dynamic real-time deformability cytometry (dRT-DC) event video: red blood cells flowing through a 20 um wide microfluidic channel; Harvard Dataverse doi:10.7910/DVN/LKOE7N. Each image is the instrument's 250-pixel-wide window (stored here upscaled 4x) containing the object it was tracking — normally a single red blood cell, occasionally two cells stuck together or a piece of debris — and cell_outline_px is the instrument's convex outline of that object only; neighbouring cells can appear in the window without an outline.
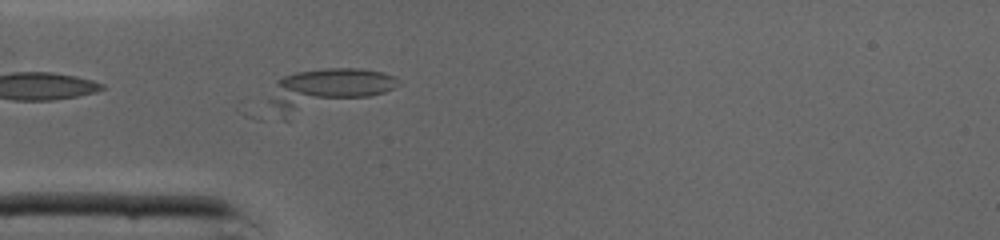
{"species": "common noctule bat (a hibernating species)", "species_latin": "Nyctalus noctula", "temperature_condition": "cold", "stored_images_in_passage": 40, "camera_frame_rate_fps": 3000, "um_per_image_px": 0.085, "animal": {"sex": "male", "body_mass_g": 19.0, "forearm_length_mm": 50.8}, "frame": {"image": 1, "passage_image": 10, "time_ms": 3.0, "image_size_px": [1000, 240], "cell_outline_px": [[396, 80], [392, 88], [384, 92], [288, 124], [284, 120], [268, 100], [276, 80], [284, 76], [296, 72], [324, 68], [360, 68], [384, 72], [396, 76]], "centroid_in_image_um": [27.66, 7.69], "position_along_channel_um": 57.3, "area_um2": 32.25}}
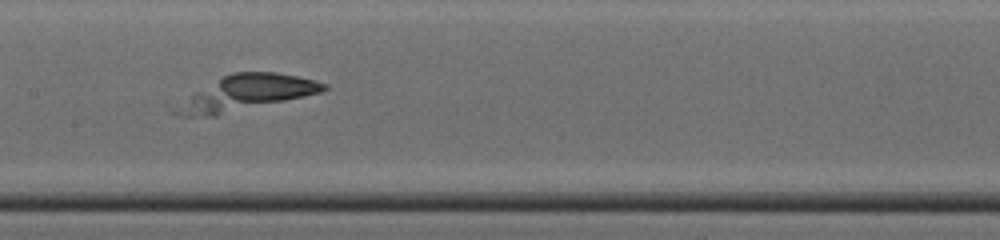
{"frame": {"image": 2, "passage_image": 19, "time_ms": 6.0, "image_size_px": [1000, 240], "cell_outline_px": [[328, 88], [320, 92], [304, 96], [216, 116], [176, 116], [172, 112], [172, 108], [196, 92], [224, 76], [232, 72], [276, 72], [316, 80], [328, 84]], "centroid_in_image_um": [20.93, 7.91], "position_along_channel_um": 186.5, "area_um2": 29.71}}
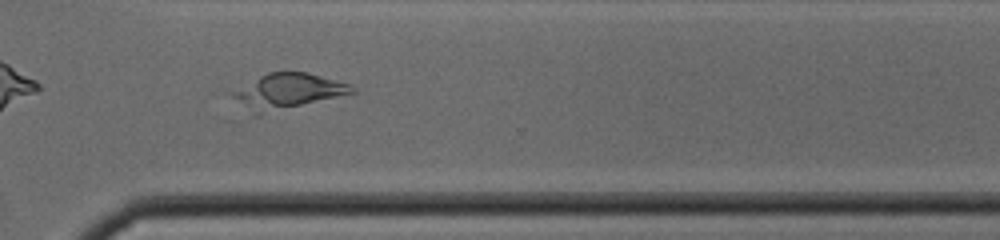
{"frame": {"image": 3, "passage_image": 30, "time_ms": 9.667, "image_size_px": [1000, 240], "cell_outline_px": [[356, 92], [260, 116], [252, 116], [232, 96], [232, 92], [260, 76], [268, 72], [308, 72], [336, 80], [348, 84], [356, 88]], "centroid_in_image_um": [24.45, 7.79], "position_along_channel_um": 346.2, "area_um2": 24.62}}